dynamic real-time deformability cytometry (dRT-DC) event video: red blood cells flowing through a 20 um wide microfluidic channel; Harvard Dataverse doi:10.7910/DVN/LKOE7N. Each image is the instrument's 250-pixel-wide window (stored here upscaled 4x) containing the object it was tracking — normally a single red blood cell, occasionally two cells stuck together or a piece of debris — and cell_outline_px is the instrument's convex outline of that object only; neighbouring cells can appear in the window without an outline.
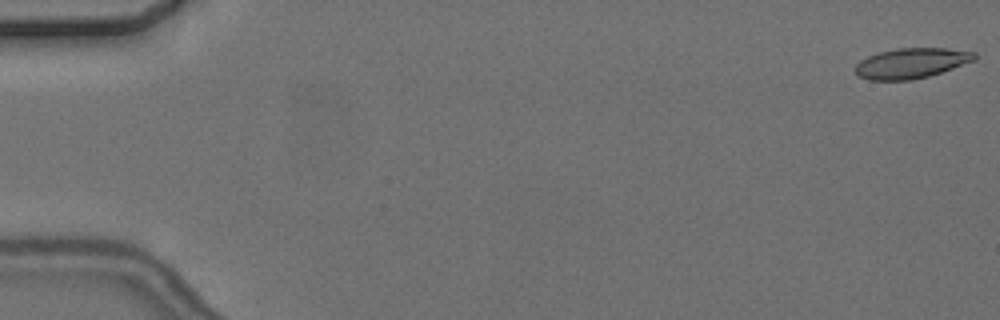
{"species": "common noctule bat (a hibernating species)", "species_latin": "Nyctalus noctula", "temperature_condition": "cold", "stored_images_in_passage": 4, "camera_frame_rate_fps": 3000, "um_per_image_px": 0.085, "animal": {"sex": "female", "body_mass_g": 24.6, "forearm_length_mm": 56.2}, "frame": {"image": 1, "passage_image": 1, "time_ms": 0.0, "image_size_px": [1000, 320], "cell_outline_px": [[976, 60], [928, 76], [912, 80], [868, 80], [860, 76], [856, 72], [856, 64], [860, 60], [868, 56], [880, 52], [896, 48], [944, 48], [976, 52]], "centroid_in_image_um": [77.46, 5.36], "position_along_channel_um": 7.5, "area_um2": 20.87}}
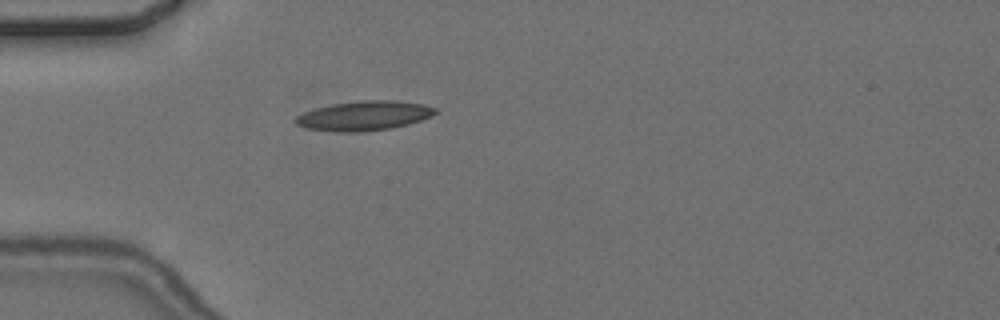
{"frame": {"image": 2, "passage_image": 4, "time_ms": 5.333, "image_size_px": [1000, 320], "cell_outline_px": [[436, 112], [432, 116], [408, 124], [392, 128], [360, 132], [332, 132], [308, 128], [296, 124], [296, 116], [304, 112], [316, 108], [332, 104], [360, 100], [396, 100], [424, 104], [436, 108]], "centroid_in_image_um": [30.96, 9.83], "position_along_channel_um": 54.0, "area_um2": 24.04}}